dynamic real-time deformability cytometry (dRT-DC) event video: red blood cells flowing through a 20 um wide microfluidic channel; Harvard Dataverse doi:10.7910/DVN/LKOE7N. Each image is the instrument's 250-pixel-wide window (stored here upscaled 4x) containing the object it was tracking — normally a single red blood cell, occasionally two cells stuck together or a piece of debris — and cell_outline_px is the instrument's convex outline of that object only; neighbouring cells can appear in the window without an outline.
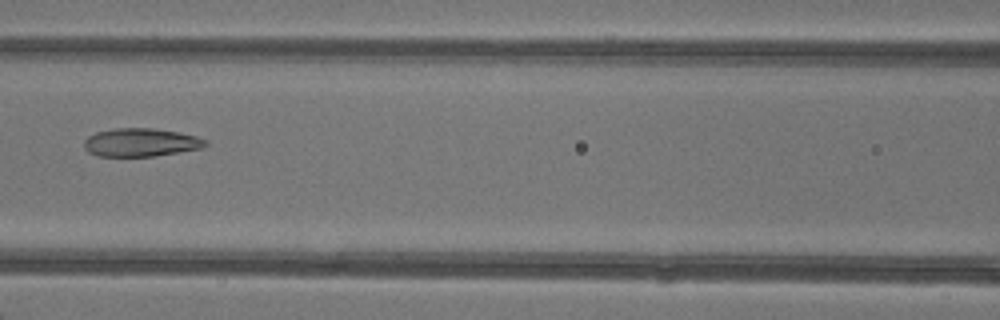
{"species": "common noctule bat (a hibernating species)", "species_latin": "Nyctalus noctula", "temperature_condition": "warm", "stored_images_in_passage": 7, "camera_frame_rate_fps": 3000, "um_per_image_px": 0.085, "animal": {"sex": "female"}, "frame": {"image": 1, "passage_image": 7, "time_ms": 7.0, "image_size_px": [1000, 320], "cell_outline_px": [[208, 144], [200, 148], [152, 156], [96, 156], [88, 152], [84, 148], [84, 140], [88, 136], [96, 132], [116, 128], [152, 128], [176, 132], [196, 136], [208, 140]], "centroid_in_image_um": [11.93, 12.1], "position_along_channel_um": 154.7, "area_um2": 19.83}}